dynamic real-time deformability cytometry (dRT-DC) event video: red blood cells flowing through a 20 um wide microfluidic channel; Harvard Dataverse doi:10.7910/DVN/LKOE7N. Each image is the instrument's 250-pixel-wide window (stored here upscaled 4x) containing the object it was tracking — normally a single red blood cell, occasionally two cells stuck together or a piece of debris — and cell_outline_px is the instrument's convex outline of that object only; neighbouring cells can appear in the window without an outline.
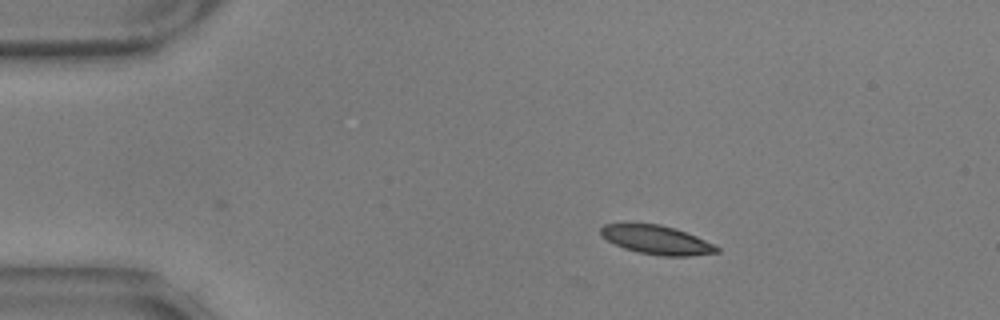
{"species": "common noctule bat (a hibernating species)", "species_latin": "Nyctalus noctula", "temperature_condition": "warm", "stored_images_in_passage": 2, "camera_frame_rate_fps": 3000, "um_per_image_px": 0.085, "animal": {"sex": "male", "body_mass_g": 17.9, "forearm_length_mm": 54.2}, "frame": {"image": 1, "passage_image": 2, "time_ms": 0.333, "image_size_px": [1000, 320], "cell_outline_px": [[720, 252], [692, 256], [664, 256], [640, 252], [624, 248], [600, 236], [600, 228], [604, 224], [660, 224], [676, 228], [696, 236], [720, 248]], "centroid_in_image_um": [55.83, 20.39], "position_along_channel_um": 29.2, "area_um2": 19.31}}